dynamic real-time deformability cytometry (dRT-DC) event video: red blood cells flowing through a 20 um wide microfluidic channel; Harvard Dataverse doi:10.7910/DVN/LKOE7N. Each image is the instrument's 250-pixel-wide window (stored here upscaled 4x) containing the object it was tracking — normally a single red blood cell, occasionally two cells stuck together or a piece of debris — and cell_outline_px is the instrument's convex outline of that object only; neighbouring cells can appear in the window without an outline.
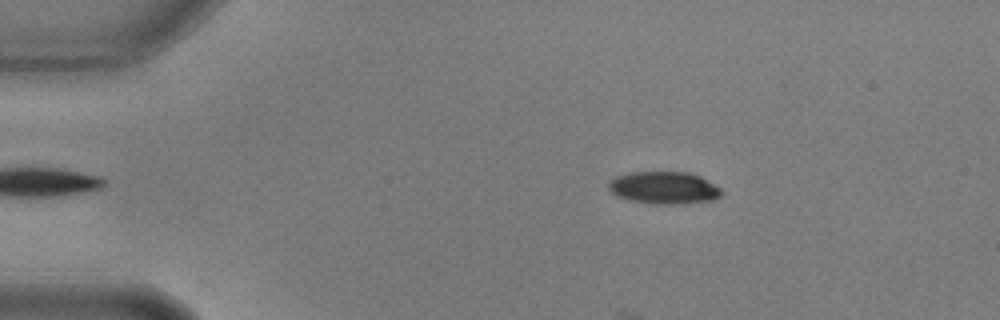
{"species": "common noctule bat (a hibernating species)", "species_latin": "Nyctalus noctula", "temperature_condition": "warm", "stored_images_in_passage": 40, "camera_frame_rate_fps": 3000, "um_per_image_px": 0.085, "animal": {"sex": "male", "body_mass_g": 17.9, "forearm_length_mm": 54.2}, "frame": {"image": 1, "passage_image": 4, "time_ms": 1.0, "image_size_px": [1000, 320], "cell_outline_px": [[724, 192], [716, 200], [684, 204], [652, 204], [628, 200], [616, 196], [608, 192], [608, 180], [616, 176], [632, 172], [688, 172], [700, 176], [720, 188]], "centroid_in_image_um": [56.41, 15.98], "position_along_channel_um": 28.6, "area_um2": 21.73}}
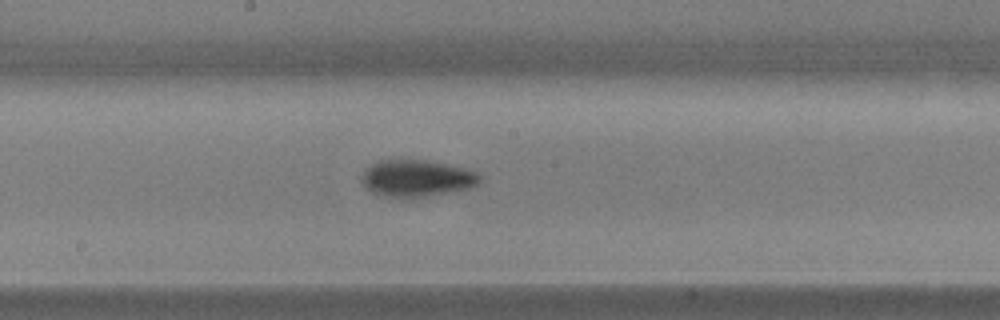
{"frame": {"image": 2, "passage_image": 25, "time_ms": 8.0, "image_size_px": [1000, 320], "cell_outline_px": [[480, 184], [472, 188], [424, 196], [388, 196], [372, 192], [364, 188], [360, 180], [360, 176], [372, 164], [380, 160], [424, 160], [464, 168], [476, 172], [480, 176]], "centroid_in_image_um": [35.41, 15.14], "position_along_channel_um": 212.8, "area_um2": 24.91}}
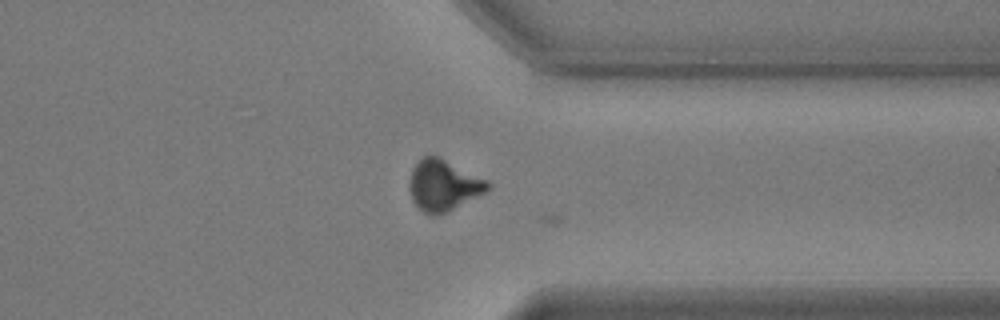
{"frame": {"image": 3, "passage_image": 39, "time_ms": 12.667, "image_size_px": [1000, 320], "cell_outline_px": [[492, 188], [448, 212], [436, 216], [428, 216], [412, 200], [408, 188], [408, 184], [412, 168], [424, 156], [440, 156], [488, 180], [492, 184]], "centroid_in_image_um": [37.7, 15.76], "position_along_channel_um": 373.7, "area_um2": 23.58}}